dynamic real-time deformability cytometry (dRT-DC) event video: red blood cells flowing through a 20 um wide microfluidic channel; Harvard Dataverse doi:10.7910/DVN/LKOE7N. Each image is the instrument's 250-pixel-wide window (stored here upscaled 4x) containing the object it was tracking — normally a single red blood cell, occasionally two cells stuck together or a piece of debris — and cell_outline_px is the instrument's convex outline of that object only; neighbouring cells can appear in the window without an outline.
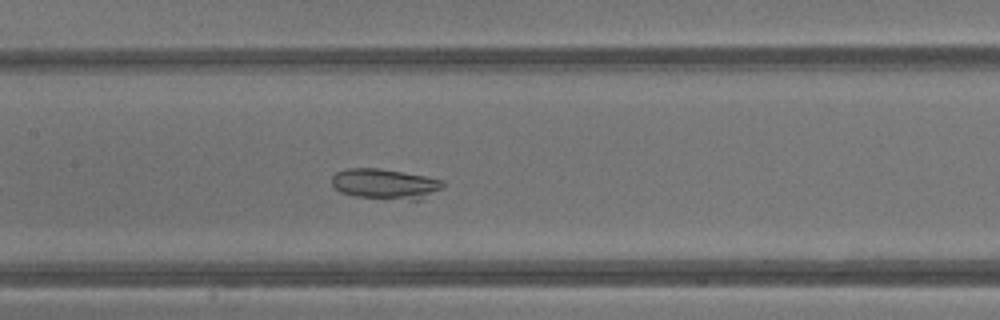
{"species": "common noctule bat (a hibernating species)", "species_latin": "Nyctalus noctula", "temperature_condition": "warm", "stored_images_in_passage": 34, "camera_frame_rate_fps": 3000, "um_per_image_px": 0.085, "animal": {"sex": "male", "body_mass_g": 13.3}, "frame": {"image": 1, "passage_image": 19, "time_ms": 6.0, "image_size_px": [1000, 320], "cell_outline_px": [[444, 188], [424, 200], [412, 200], [352, 196], [340, 192], [332, 184], [332, 176], [336, 172], [344, 168], [380, 168], [404, 172], [444, 180]], "centroid_in_image_um": [32.77, 15.64], "position_along_channel_um": 174.6, "area_um2": 20.0}}
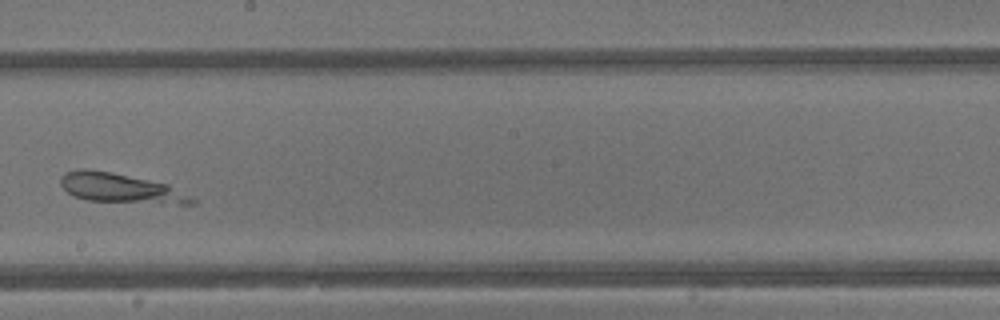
{"frame": {"image": 2, "passage_image": 23, "time_ms": 7.333, "image_size_px": [1000, 320], "cell_outline_px": [[196, 204], [180, 204], [88, 200], [76, 196], [68, 192], [60, 184], [60, 176], [64, 172], [80, 168], [88, 168], [112, 172], [168, 184], [196, 200]], "centroid_in_image_um": [10.2, 15.97], "position_along_channel_um": 238.0, "area_um2": 22.37}}